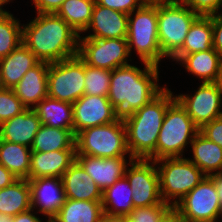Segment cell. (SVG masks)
Returning a JSON list of instances; mask_svg holds the SVG:
<instances>
[{"mask_svg":"<svg viewBox=\"0 0 222 222\" xmlns=\"http://www.w3.org/2000/svg\"><path fill=\"white\" fill-rule=\"evenodd\" d=\"M79 36L56 13H37L22 25V43L40 62L55 63L78 55Z\"/></svg>","mask_w":222,"mask_h":222,"instance_id":"6da1fadb","label":"cell"},{"mask_svg":"<svg viewBox=\"0 0 222 222\" xmlns=\"http://www.w3.org/2000/svg\"><path fill=\"white\" fill-rule=\"evenodd\" d=\"M142 64L143 70L128 64L111 71L107 97L120 118L141 109L165 88L158 85L159 67Z\"/></svg>","mask_w":222,"mask_h":222,"instance_id":"7a4b0ae2","label":"cell"},{"mask_svg":"<svg viewBox=\"0 0 222 222\" xmlns=\"http://www.w3.org/2000/svg\"><path fill=\"white\" fill-rule=\"evenodd\" d=\"M176 99L165 88L150 102L122 119L126 127L127 148L132 159L156 161V143L165 112Z\"/></svg>","mask_w":222,"mask_h":222,"instance_id":"3957f363","label":"cell"},{"mask_svg":"<svg viewBox=\"0 0 222 222\" xmlns=\"http://www.w3.org/2000/svg\"><path fill=\"white\" fill-rule=\"evenodd\" d=\"M128 49H132L142 62L159 67L161 59L166 58L158 40V3H145L128 15Z\"/></svg>","mask_w":222,"mask_h":222,"instance_id":"277c9868","label":"cell"},{"mask_svg":"<svg viewBox=\"0 0 222 222\" xmlns=\"http://www.w3.org/2000/svg\"><path fill=\"white\" fill-rule=\"evenodd\" d=\"M155 164L161 199L170 206H175L206 177L189 158L166 157L156 160Z\"/></svg>","mask_w":222,"mask_h":222,"instance_id":"5b68a950","label":"cell"},{"mask_svg":"<svg viewBox=\"0 0 222 222\" xmlns=\"http://www.w3.org/2000/svg\"><path fill=\"white\" fill-rule=\"evenodd\" d=\"M76 155L100 158L130 157L126 127L119 118L109 124L84 129L75 135ZM126 155V156H125Z\"/></svg>","mask_w":222,"mask_h":222,"instance_id":"8992f818","label":"cell"},{"mask_svg":"<svg viewBox=\"0 0 222 222\" xmlns=\"http://www.w3.org/2000/svg\"><path fill=\"white\" fill-rule=\"evenodd\" d=\"M199 133L185 108L175 99L167 108L156 143V160L183 157L184 148Z\"/></svg>","mask_w":222,"mask_h":222,"instance_id":"52a82bcc","label":"cell"},{"mask_svg":"<svg viewBox=\"0 0 222 222\" xmlns=\"http://www.w3.org/2000/svg\"><path fill=\"white\" fill-rule=\"evenodd\" d=\"M198 16L180 1L158 3V40L166 59L182 48L189 28Z\"/></svg>","mask_w":222,"mask_h":222,"instance_id":"ba28073f","label":"cell"},{"mask_svg":"<svg viewBox=\"0 0 222 222\" xmlns=\"http://www.w3.org/2000/svg\"><path fill=\"white\" fill-rule=\"evenodd\" d=\"M85 62L78 56L49 63L48 97L73 104L84 95Z\"/></svg>","mask_w":222,"mask_h":222,"instance_id":"9c48e42d","label":"cell"},{"mask_svg":"<svg viewBox=\"0 0 222 222\" xmlns=\"http://www.w3.org/2000/svg\"><path fill=\"white\" fill-rule=\"evenodd\" d=\"M78 56L85 64L114 70L130 63L128 42L126 38H79Z\"/></svg>","mask_w":222,"mask_h":222,"instance_id":"30bf717a","label":"cell"},{"mask_svg":"<svg viewBox=\"0 0 222 222\" xmlns=\"http://www.w3.org/2000/svg\"><path fill=\"white\" fill-rule=\"evenodd\" d=\"M185 222L219 221L221 204L213 181L206 176L174 206Z\"/></svg>","mask_w":222,"mask_h":222,"instance_id":"8fae6325","label":"cell"},{"mask_svg":"<svg viewBox=\"0 0 222 222\" xmlns=\"http://www.w3.org/2000/svg\"><path fill=\"white\" fill-rule=\"evenodd\" d=\"M125 177L133 191L134 208L167 204L162 201L160 196L159 176L155 161L132 159L125 170Z\"/></svg>","mask_w":222,"mask_h":222,"instance_id":"7c38bea8","label":"cell"},{"mask_svg":"<svg viewBox=\"0 0 222 222\" xmlns=\"http://www.w3.org/2000/svg\"><path fill=\"white\" fill-rule=\"evenodd\" d=\"M176 99L199 129L222 116V90L214 82H203L194 95L179 94Z\"/></svg>","mask_w":222,"mask_h":222,"instance_id":"4fadbf2b","label":"cell"},{"mask_svg":"<svg viewBox=\"0 0 222 222\" xmlns=\"http://www.w3.org/2000/svg\"><path fill=\"white\" fill-rule=\"evenodd\" d=\"M72 106L74 135L84 129L109 124L120 118L107 96L84 94Z\"/></svg>","mask_w":222,"mask_h":222,"instance_id":"5bb4252c","label":"cell"},{"mask_svg":"<svg viewBox=\"0 0 222 222\" xmlns=\"http://www.w3.org/2000/svg\"><path fill=\"white\" fill-rule=\"evenodd\" d=\"M31 188L32 209H37L51 220L65 202L63 183L59 177L28 179ZM39 207V208H37Z\"/></svg>","mask_w":222,"mask_h":222,"instance_id":"9a60e30c","label":"cell"},{"mask_svg":"<svg viewBox=\"0 0 222 222\" xmlns=\"http://www.w3.org/2000/svg\"><path fill=\"white\" fill-rule=\"evenodd\" d=\"M126 157L100 158L76 155L75 161L92 177L102 192L125 176L128 162Z\"/></svg>","mask_w":222,"mask_h":222,"instance_id":"2e32d148","label":"cell"},{"mask_svg":"<svg viewBox=\"0 0 222 222\" xmlns=\"http://www.w3.org/2000/svg\"><path fill=\"white\" fill-rule=\"evenodd\" d=\"M91 32L87 36H79V38H126L128 31V14L103 7L95 2L92 17L86 30L83 32Z\"/></svg>","mask_w":222,"mask_h":222,"instance_id":"e0dca14e","label":"cell"},{"mask_svg":"<svg viewBox=\"0 0 222 222\" xmlns=\"http://www.w3.org/2000/svg\"><path fill=\"white\" fill-rule=\"evenodd\" d=\"M76 149L50 152L32 151L29 179L42 177L61 178L65 171L75 162Z\"/></svg>","mask_w":222,"mask_h":222,"instance_id":"ac0fdd59","label":"cell"},{"mask_svg":"<svg viewBox=\"0 0 222 222\" xmlns=\"http://www.w3.org/2000/svg\"><path fill=\"white\" fill-rule=\"evenodd\" d=\"M48 69L49 63L39 62L12 88L27 108L33 109L48 97Z\"/></svg>","mask_w":222,"mask_h":222,"instance_id":"d6986e66","label":"cell"},{"mask_svg":"<svg viewBox=\"0 0 222 222\" xmlns=\"http://www.w3.org/2000/svg\"><path fill=\"white\" fill-rule=\"evenodd\" d=\"M40 126L41 121L36 112L27 108L0 124V139L31 148Z\"/></svg>","mask_w":222,"mask_h":222,"instance_id":"ffe728a7","label":"cell"},{"mask_svg":"<svg viewBox=\"0 0 222 222\" xmlns=\"http://www.w3.org/2000/svg\"><path fill=\"white\" fill-rule=\"evenodd\" d=\"M61 180L66 198L102 201V190L76 161L65 171Z\"/></svg>","mask_w":222,"mask_h":222,"instance_id":"44dd1931","label":"cell"},{"mask_svg":"<svg viewBox=\"0 0 222 222\" xmlns=\"http://www.w3.org/2000/svg\"><path fill=\"white\" fill-rule=\"evenodd\" d=\"M40 61L23 43L9 55L0 59V84L12 89L23 75Z\"/></svg>","mask_w":222,"mask_h":222,"instance_id":"7402d4cb","label":"cell"},{"mask_svg":"<svg viewBox=\"0 0 222 222\" xmlns=\"http://www.w3.org/2000/svg\"><path fill=\"white\" fill-rule=\"evenodd\" d=\"M221 56L213 49L186 55H174L171 59L185 67L187 72L203 82H215Z\"/></svg>","mask_w":222,"mask_h":222,"instance_id":"603a6c76","label":"cell"},{"mask_svg":"<svg viewBox=\"0 0 222 222\" xmlns=\"http://www.w3.org/2000/svg\"><path fill=\"white\" fill-rule=\"evenodd\" d=\"M192 158L189 159L206 176L222 172V147L208 140L200 132L191 143Z\"/></svg>","mask_w":222,"mask_h":222,"instance_id":"cb8c5ba5","label":"cell"},{"mask_svg":"<svg viewBox=\"0 0 222 222\" xmlns=\"http://www.w3.org/2000/svg\"><path fill=\"white\" fill-rule=\"evenodd\" d=\"M33 110L40 118L41 125L74 130L73 106L71 103L46 97Z\"/></svg>","mask_w":222,"mask_h":222,"instance_id":"d4e9b609","label":"cell"},{"mask_svg":"<svg viewBox=\"0 0 222 222\" xmlns=\"http://www.w3.org/2000/svg\"><path fill=\"white\" fill-rule=\"evenodd\" d=\"M103 214L101 201L74 200L66 198L53 222H99Z\"/></svg>","mask_w":222,"mask_h":222,"instance_id":"484cf974","label":"cell"},{"mask_svg":"<svg viewBox=\"0 0 222 222\" xmlns=\"http://www.w3.org/2000/svg\"><path fill=\"white\" fill-rule=\"evenodd\" d=\"M132 192L125 176L117 180L102 192L103 213L126 217L134 209Z\"/></svg>","mask_w":222,"mask_h":222,"instance_id":"4316f807","label":"cell"},{"mask_svg":"<svg viewBox=\"0 0 222 222\" xmlns=\"http://www.w3.org/2000/svg\"><path fill=\"white\" fill-rule=\"evenodd\" d=\"M31 208L28 179H17L10 186L0 189V213L14 217Z\"/></svg>","mask_w":222,"mask_h":222,"instance_id":"83f0119b","label":"cell"},{"mask_svg":"<svg viewBox=\"0 0 222 222\" xmlns=\"http://www.w3.org/2000/svg\"><path fill=\"white\" fill-rule=\"evenodd\" d=\"M213 48L212 15H199L189 28L182 48L175 55H186Z\"/></svg>","mask_w":222,"mask_h":222,"instance_id":"f1b7e54d","label":"cell"},{"mask_svg":"<svg viewBox=\"0 0 222 222\" xmlns=\"http://www.w3.org/2000/svg\"><path fill=\"white\" fill-rule=\"evenodd\" d=\"M31 148L0 139V164L17 179H29Z\"/></svg>","mask_w":222,"mask_h":222,"instance_id":"f546056e","label":"cell"},{"mask_svg":"<svg viewBox=\"0 0 222 222\" xmlns=\"http://www.w3.org/2000/svg\"><path fill=\"white\" fill-rule=\"evenodd\" d=\"M75 149L74 130L41 125L35 135L31 151L50 152Z\"/></svg>","mask_w":222,"mask_h":222,"instance_id":"4dcf8cb0","label":"cell"},{"mask_svg":"<svg viewBox=\"0 0 222 222\" xmlns=\"http://www.w3.org/2000/svg\"><path fill=\"white\" fill-rule=\"evenodd\" d=\"M95 2V0H66L56 14L81 35L91 21Z\"/></svg>","mask_w":222,"mask_h":222,"instance_id":"1f68e13d","label":"cell"},{"mask_svg":"<svg viewBox=\"0 0 222 222\" xmlns=\"http://www.w3.org/2000/svg\"><path fill=\"white\" fill-rule=\"evenodd\" d=\"M22 43V24L13 14L0 13V59Z\"/></svg>","mask_w":222,"mask_h":222,"instance_id":"d6a6232c","label":"cell"},{"mask_svg":"<svg viewBox=\"0 0 222 222\" xmlns=\"http://www.w3.org/2000/svg\"><path fill=\"white\" fill-rule=\"evenodd\" d=\"M111 70L85 64L84 94L107 96L109 93Z\"/></svg>","mask_w":222,"mask_h":222,"instance_id":"836d02e7","label":"cell"},{"mask_svg":"<svg viewBox=\"0 0 222 222\" xmlns=\"http://www.w3.org/2000/svg\"><path fill=\"white\" fill-rule=\"evenodd\" d=\"M27 107L13 89L0 88V124L25 111Z\"/></svg>","mask_w":222,"mask_h":222,"instance_id":"e575fe53","label":"cell"},{"mask_svg":"<svg viewBox=\"0 0 222 222\" xmlns=\"http://www.w3.org/2000/svg\"><path fill=\"white\" fill-rule=\"evenodd\" d=\"M170 207L168 204H158L149 207L134 208L126 216L127 222H158L160 216Z\"/></svg>","mask_w":222,"mask_h":222,"instance_id":"d590c367","label":"cell"},{"mask_svg":"<svg viewBox=\"0 0 222 222\" xmlns=\"http://www.w3.org/2000/svg\"><path fill=\"white\" fill-rule=\"evenodd\" d=\"M192 11L202 16H210L219 13L222 0H179Z\"/></svg>","mask_w":222,"mask_h":222,"instance_id":"8d00e7d4","label":"cell"},{"mask_svg":"<svg viewBox=\"0 0 222 222\" xmlns=\"http://www.w3.org/2000/svg\"><path fill=\"white\" fill-rule=\"evenodd\" d=\"M97 4L126 14L141 8L146 2L144 0H95Z\"/></svg>","mask_w":222,"mask_h":222,"instance_id":"74e56055","label":"cell"},{"mask_svg":"<svg viewBox=\"0 0 222 222\" xmlns=\"http://www.w3.org/2000/svg\"><path fill=\"white\" fill-rule=\"evenodd\" d=\"M199 132L222 147V116L204 124Z\"/></svg>","mask_w":222,"mask_h":222,"instance_id":"f35d334b","label":"cell"},{"mask_svg":"<svg viewBox=\"0 0 222 222\" xmlns=\"http://www.w3.org/2000/svg\"><path fill=\"white\" fill-rule=\"evenodd\" d=\"M213 49L222 57V12L212 15Z\"/></svg>","mask_w":222,"mask_h":222,"instance_id":"ab89813d","label":"cell"},{"mask_svg":"<svg viewBox=\"0 0 222 222\" xmlns=\"http://www.w3.org/2000/svg\"><path fill=\"white\" fill-rule=\"evenodd\" d=\"M36 13H56L66 0H31Z\"/></svg>","mask_w":222,"mask_h":222,"instance_id":"60d3db41","label":"cell"},{"mask_svg":"<svg viewBox=\"0 0 222 222\" xmlns=\"http://www.w3.org/2000/svg\"><path fill=\"white\" fill-rule=\"evenodd\" d=\"M158 222H185L179 211L170 206L159 218Z\"/></svg>","mask_w":222,"mask_h":222,"instance_id":"b9f144b4","label":"cell"},{"mask_svg":"<svg viewBox=\"0 0 222 222\" xmlns=\"http://www.w3.org/2000/svg\"><path fill=\"white\" fill-rule=\"evenodd\" d=\"M34 209H29L27 211L21 212L13 217V222H42V219L37 217V211ZM36 215V216H35Z\"/></svg>","mask_w":222,"mask_h":222,"instance_id":"7bdbcfd3","label":"cell"},{"mask_svg":"<svg viewBox=\"0 0 222 222\" xmlns=\"http://www.w3.org/2000/svg\"><path fill=\"white\" fill-rule=\"evenodd\" d=\"M17 178L2 164H0V189L10 186Z\"/></svg>","mask_w":222,"mask_h":222,"instance_id":"ee69618b","label":"cell"},{"mask_svg":"<svg viewBox=\"0 0 222 222\" xmlns=\"http://www.w3.org/2000/svg\"><path fill=\"white\" fill-rule=\"evenodd\" d=\"M214 183L219 198V203L222 207V172L212 174L208 176Z\"/></svg>","mask_w":222,"mask_h":222,"instance_id":"f6af8a7d","label":"cell"},{"mask_svg":"<svg viewBox=\"0 0 222 222\" xmlns=\"http://www.w3.org/2000/svg\"><path fill=\"white\" fill-rule=\"evenodd\" d=\"M99 222H127V219L125 216L109 215L103 213Z\"/></svg>","mask_w":222,"mask_h":222,"instance_id":"bcb514c9","label":"cell"},{"mask_svg":"<svg viewBox=\"0 0 222 222\" xmlns=\"http://www.w3.org/2000/svg\"><path fill=\"white\" fill-rule=\"evenodd\" d=\"M214 83L222 90V58L219 64L218 75Z\"/></svg>","mask_w":222,"mask_h":222,"instance_id":"7dc6e473","label":"cell"},{"mask_svg":"<svg viewBox=\"0 0 222 222\" xmlns=\"http://www.w3.org/2000/svg\"><path fill=\"white\" fill-rule=\"evenodd\" d=\"M0 222H13V217L10 215L0 213Z\"/></svg>","mask_w":222,"mask_h":222,"instance_id":"c3c4849f","label":"cell"},{"mask_svg":"<svg viewBox=\"0 0 222 222\" xmlns=\"http://www.w3.org/2000/svg\"><path fill=\"white\" fill-rule=\"evenodd\" d=\"M13 0H0V13H8L5 9H3V5L8 4V2H12Z\"/></svg>","mask_w":222,"mask_h":222,"instance_id":"681fc988","label":"cell"},{"mask_svg":"<svg viewBox=\"0 0 222 222\" xmlns=\"http://www.w3.org/2000/svg\"><path fill=\"white\" fill-rule=\"evenodd\" d=\"M146 3L177 2V0H144Z\"/></svg>","mask_w":222,"mask_h":222,"instance_id":"f907efd6","label":"cell"},{"mask_svg":"<svg viewBox=\"0 0 222 222\" xmlns=\"http://www.w3.org/2000/svg\"><path fill=\"white\" fill-rule=\"evenodd\" d=\"M219 216H221V217H219V219L222 218V207H221V211H220V215Z\"/></svg>","mask_w":222,"mask_h":222,"instance_id":"816d5d0a","label":"cell"}]
</instances>
